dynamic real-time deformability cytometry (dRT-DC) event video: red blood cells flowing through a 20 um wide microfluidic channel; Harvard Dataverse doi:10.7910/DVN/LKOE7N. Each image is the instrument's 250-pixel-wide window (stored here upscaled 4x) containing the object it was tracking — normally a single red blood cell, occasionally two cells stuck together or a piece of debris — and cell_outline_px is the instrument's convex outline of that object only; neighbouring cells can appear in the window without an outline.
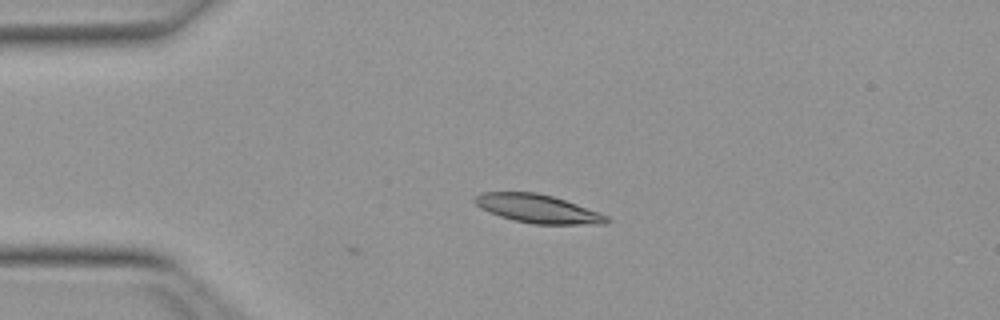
{"species": "Egyptian fruit bat (a non-hibernating species)", "species_latin": "Rousettus aegyptiacus", "temperature_condition": "warm", "stored_images_in_passage": 4, "camera_frame_rate_fps": 3000, "um_per_image_px": 0.085, "animal": {"sex": "female"}, "frame": {"image": 1, "passage_image": 1, "time_ms": 0.0, "image_size_px": [1000, 320], "cell_outline_px": [[608, 220], [604, 224], [532, 224], [512, 220], [488, 212], [480, 208], [472, 200], [480, 192], [536, 192], [552, 196], [600, 212], [608, 216]], "centroid_in_image_um": [45.67, 17.74], "position_along_channel_um": 39.3, "area_um2": 21.85}}